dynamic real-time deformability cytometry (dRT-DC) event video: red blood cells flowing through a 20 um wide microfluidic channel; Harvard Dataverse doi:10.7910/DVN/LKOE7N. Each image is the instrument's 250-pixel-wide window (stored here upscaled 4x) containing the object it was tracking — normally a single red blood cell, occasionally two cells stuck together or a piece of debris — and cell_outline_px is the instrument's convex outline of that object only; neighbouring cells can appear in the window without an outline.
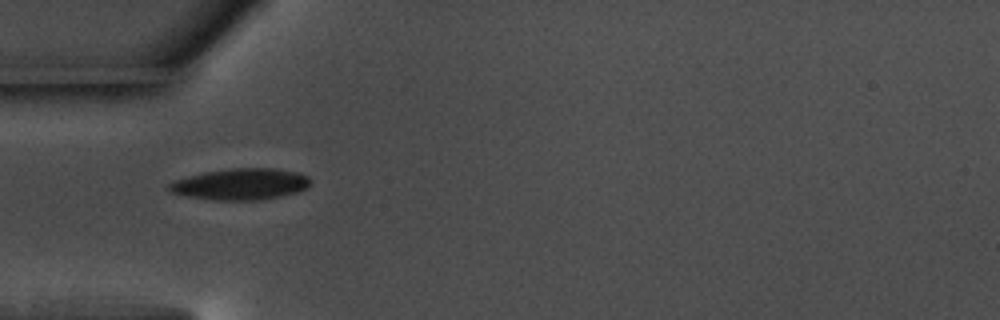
{"species": "common noctule bat (a hibernating species)", "species_latin": "Nyctalus noctula", "temperature_condition": "warm", "stored_images_in_passage": 18, "camera_frame_rate_fps": 3000, "um_per_image_px": 0.085, "animal": {"sex": "male", "body_mass_g": 17.5, "forearm_length_mm": 52.3}, "frame": {"image": 1, "passage_image": 1, "time_ms": 0.0, "image_size_px": [1000, 320], "cell_outline_px": [[312, 184], [308, 188], [296, 192], [280, 196], [260, 200], [212, 200], [188, 196], [168, 192], [168, 184], [176, 180], [188, 176], [204, 172], [232, 168], [276, 168], [296, 172], [308, 176], [312, 180]], "centroid_in_image_um": [20.48, 15.65], "position_along_channel_um": 64.5, "area_um2": 25.95}}
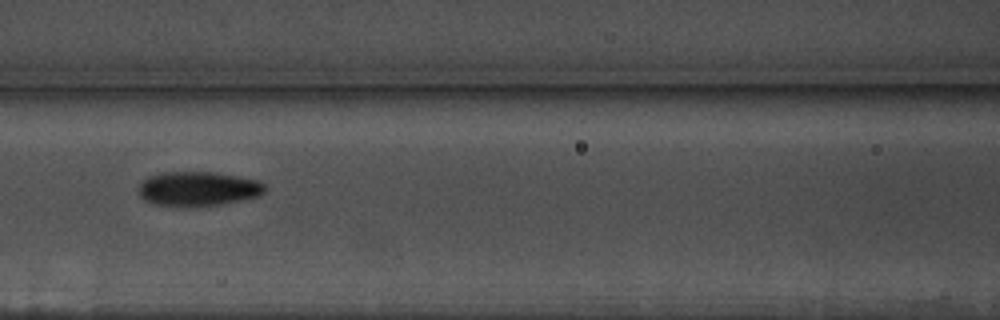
{"frame": {"image": 2, "passage_image": 8, "time_ms": 2.333, "image_size_px": [1000, 320], "cell_outline_px": [[264, 192], [260, 196], [224, 204], [156, 204], [144, 200], [140, 196], [140, 184], [148, 176], [164, 172], [212, 172], [260, 180], [264, 184]], "centroid_in_image_um": [16.88, 16.01], "position_along_channel_um": 149.7, "area_um2": 24.62}}
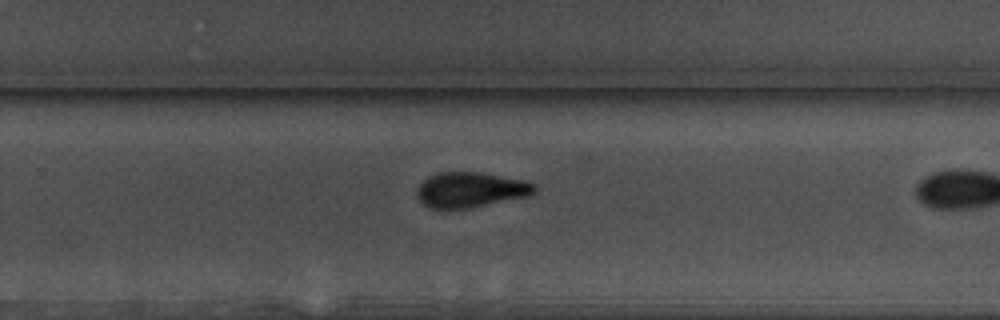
{"frame": {"image": 3, "passage_image": 16, "time_ms": 5.0, "image_size_px": [1000, 320], "cell_outline_px": [[536, 192], [528, 196], [468, 208], [428, 208], [420, 200], [416, 192], [420, 184], [428, 176], [440, 172], [480, 172], [520, 180], [536, 184]], "centroid_in_image_um": [39.98, 16.13], "position_along_channel_um": 289.8, "area_um2": 23.81}}